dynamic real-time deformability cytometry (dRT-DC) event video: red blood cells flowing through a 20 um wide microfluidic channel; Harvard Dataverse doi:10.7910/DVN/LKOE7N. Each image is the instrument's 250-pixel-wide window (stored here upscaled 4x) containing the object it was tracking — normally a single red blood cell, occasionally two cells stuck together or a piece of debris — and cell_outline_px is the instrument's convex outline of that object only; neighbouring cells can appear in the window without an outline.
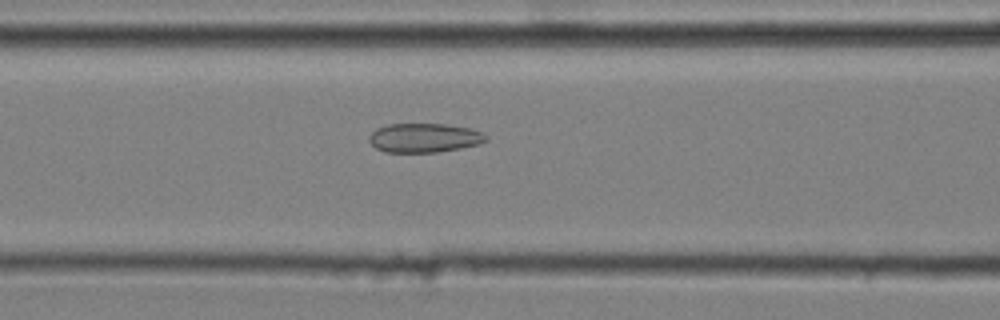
{"species": "common noctule bat (a hibernating species)", "species_latin": "Nyctalus noctula", "temperature_condition": "cold", "stored_images_in_passage": 49, "camera_frame_rate_fps": 3000, "um_per_image_px": 0.085, "animal": {"sex": "male", "body_mass_g": 20.4}, "frame": {"image": 1, "passage_image": 23, "time_ms": 7.333, "image_size_px": [1000, 320], "cell_outline_px": [[488, 140], [480, 144], [460, 148], [436, 152], [384, 152], [376, 148], [368, 140], [368, 136], [376, 128], [388, 124], [448, 124], [468, 128], [480, 132], [488, 136]], "centroid_in_image_um": [36.05, 11.71], "position_along_channel_um": 130.6, "area_um2": 19.88}}
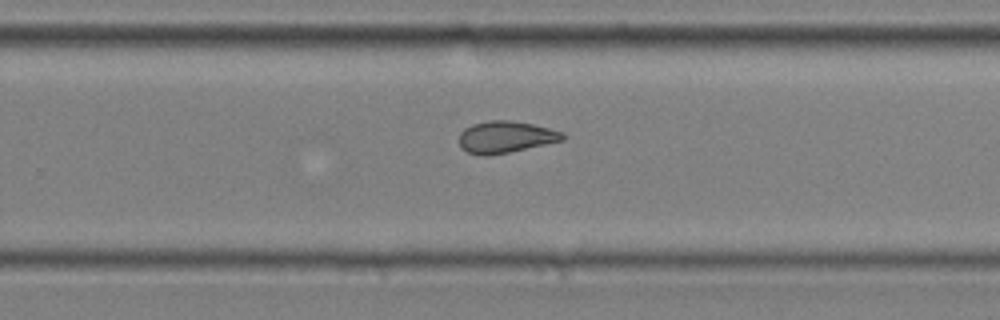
{"frame": {"image": 2, "passage_image": 36, "time_ms": 11.667, "image_size_px": [1000, 320], "cell_outline_px": [[568, 136], [564, 140], [508, 152], [488, 156], [480, 156], [468, 152], [460, 148], [460, 132], [464, 128], [472, 124], [488, 120], [512, 120], [532, 124], [564, 132]], "centroid_in_image_um": [42.97, 11.64], "position_along_channel_um": 286.8, "area_um2": 19.31}}
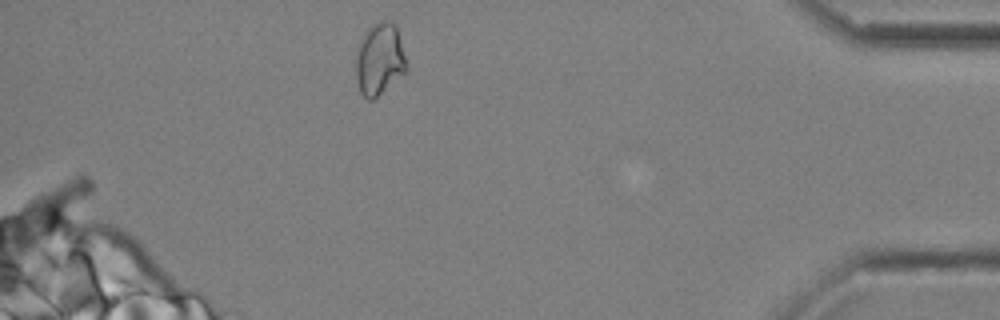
{"frame": {"image": 3, "passage_image": 49, "time_ms": 16.0, "image_size_px": [1000, 320], "cell_outline_px": [[408, 72], [372, 100], [368, 100], [360, 92], [356, 80], [356, 56], [360, 44], [368, 28], [384, 20], [388, 20], [396, 24], [408, 64]], "centroid_in_image_um": [32.31, 5.06], "position_along_channel_um": 402.9, "area_um2": 21.33}, "authors_computed_cell_mechanics": {"area_um2": 20.2878, "velocity_mm_per_s": 3.6165, "shape_relaxation_time_tau1_ms": null, "shape_relaxation_time_tau2_ms": 2.0632, "deformation_change_tau1": null, "deformation_change_tau2": 0.081}}